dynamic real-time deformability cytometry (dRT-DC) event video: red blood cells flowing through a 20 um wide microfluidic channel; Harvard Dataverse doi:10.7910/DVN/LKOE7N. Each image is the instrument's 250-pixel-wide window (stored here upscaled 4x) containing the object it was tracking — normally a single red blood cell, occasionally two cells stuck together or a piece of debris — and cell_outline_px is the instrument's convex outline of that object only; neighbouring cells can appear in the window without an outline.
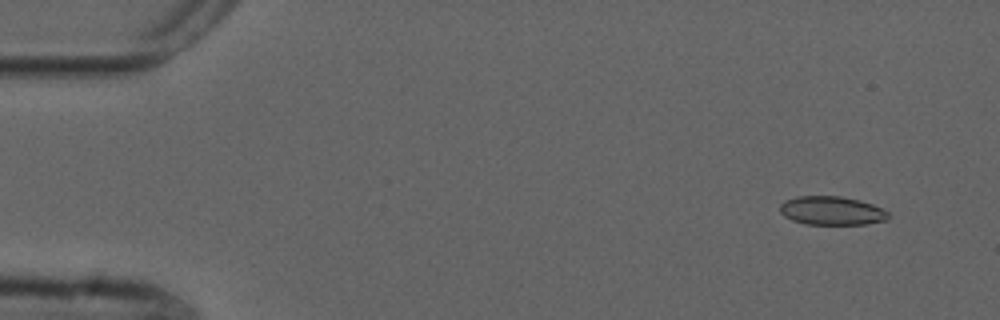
{"species": "common noctule bat (a hibernating species)", "species_latin": "Nyctalus noctula", "temperature_condition": "cold", "stored_images_in_passage": 54, "camera_frame_rate_fps": 3000, "um_per_image_px": 0.085, "animal": {"sex": "male", "forearm_length_mm": 52.5}, "frame": {"image": 1, "passage_image": 4, "time_ms": 1.0, "image_size_px": [1000, 320], "cell_outline_px": [[888, 220], [868, 224], [804, 224], [792, 220], [784, 216], [780, 212], [780, 204], [784, 200], [796, 196], [840, 196], [860, 200], [872, 204], [888, 212]], "centroid_in_image_um": [70.67, 17.91], "position_along_channel_um": 14.3, "area_um2": 18.21}}
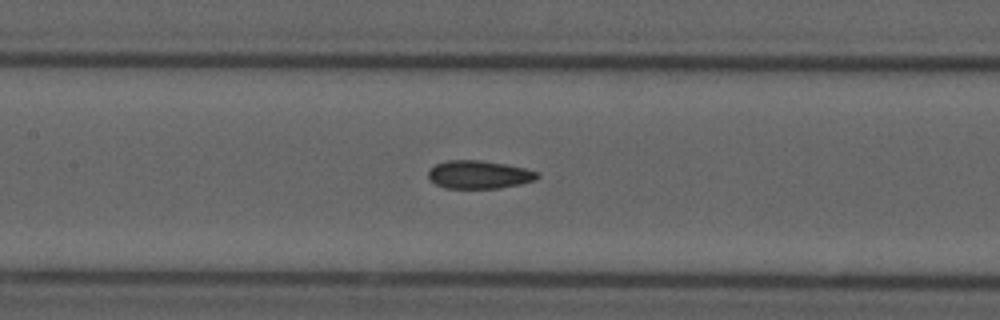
{"frame": {"image": 2, "passage_image": 25, "time_ms": 8.0, "image_size_px": [1000, 320], "cell_outline_px": [[540, 176], [536, 180], [520, 184], [496, 188], [444, 188], [436, 184], [428, 176], [428, 172], [436, 164], [448, 160], [480, 160], [504, 164], [524, 168], [536, 172]], "centroid_in_image_um": [40.71, 14.84], "position_along_channel_um": 166.7, "area_um2": 17.63}}
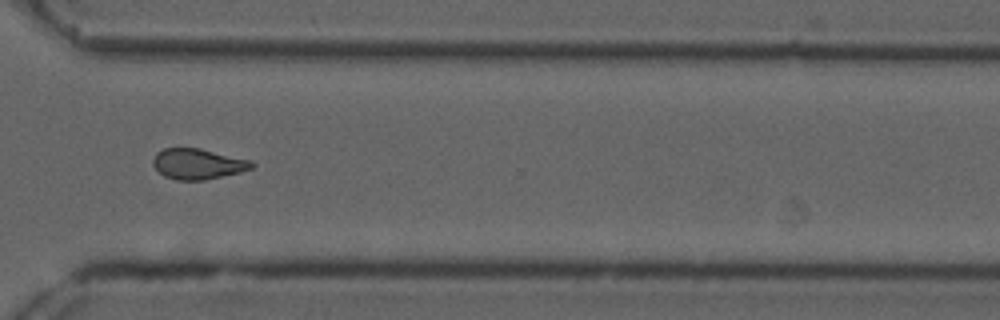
{"frame": {"image": 3, "passage_image": 40, "time_ms": 13.0, "image_size_px": [1000, 320], "cell_outline_px": [[256, 164], [252, 168], [240, 172], [204, 180], [176, 180], [164, 176], [152, 164], [152, 160], [156, 152], [164, 148], [200, 148], [252, 160]], "centroid_in_image_um": [16.82, 13.92], "position_along_channel_um": 353.8, "area_um2": 17.69}, "authors_computed_cell_mechanics": {"area_um2": 17.9758, "velocity_mm_per_s": 3.7528, "shape_relaxation_time_tau1_ms": null, "shape_relaxation_time_tau2_ms": 2.2557, "deformation_change_tau1": null, "deformation_change_tau2": 0.0646}}